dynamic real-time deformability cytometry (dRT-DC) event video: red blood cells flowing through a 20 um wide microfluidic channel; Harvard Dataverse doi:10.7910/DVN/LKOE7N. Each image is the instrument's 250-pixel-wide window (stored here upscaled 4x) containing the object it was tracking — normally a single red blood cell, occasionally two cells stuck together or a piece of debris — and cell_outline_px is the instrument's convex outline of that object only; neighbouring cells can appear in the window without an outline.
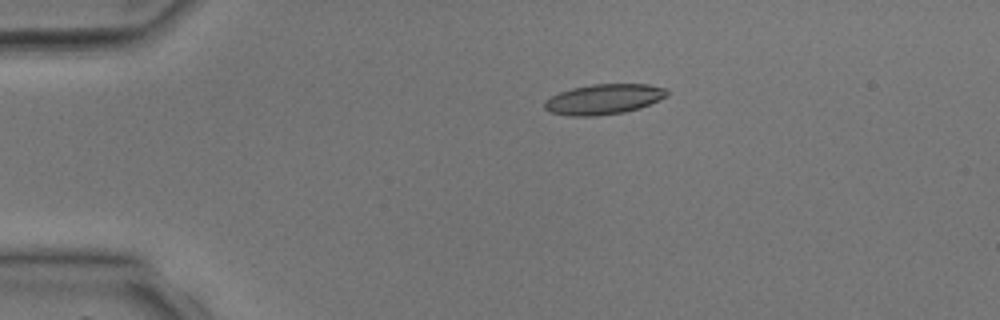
{"species": "common noctule bat (a hibernating species)", "species_latin": "Nyctalus noctula", "temperature_condition": "room temperature", "stored_images_in_passage": 3, "camera_frame_rate_fps": 3000, "um_per_image_px": 0.085, "animal": {"sex": "male", "body_mass_g": 17.9, "forearm_length_mm": 54.2}, "frame": {"image": 1, "passage_image": 2, "time_ms": 1.333, "image_size_px": [1000, 320], "cell_outline_px": [[668, 96], [640, 108], [624, 112], [596, 116], [568, 116], [548, 112], [544, 108], [544, 100], [560, 92], [572, 88], [592, 84], [648, 84], [664, 88], [668, 92]], "centroid_in_image_um": [51.29, 8.44], "position_along_channel_um": 33.7, "area_um2": 21.68}}